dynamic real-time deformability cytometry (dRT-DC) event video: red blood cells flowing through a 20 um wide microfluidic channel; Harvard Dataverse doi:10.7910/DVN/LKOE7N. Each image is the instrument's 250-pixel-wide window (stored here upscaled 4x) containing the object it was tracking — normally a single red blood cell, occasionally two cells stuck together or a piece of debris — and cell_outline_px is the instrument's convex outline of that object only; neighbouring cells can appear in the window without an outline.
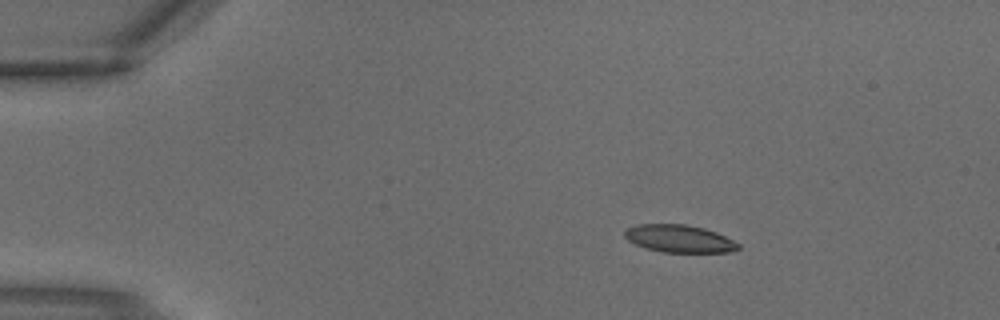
{"species": "common noctule bat (a hibernating species)", "species_latin": "Nyctalus noctula", "temperature_condition": "warm", "stored_images_in_passage": 2, "camera_frame_rate_fps": 3000, "um_per_image_px": 0.085, "animal": {"sex": "male", "body_mass_g": 18.8}, "frame": {"image": 1, "passage_image": 1, "time_ms": 0.0, "image_size_px": [1000, 320], "cell_outline_px": [[740, 248], [728, 252], [660, 252], [644, 248], [628, 240], [624, 236], [624, 232], [628, 228], [636, 224], [684, 224], [704, 228], [716, 232], [740, 244]], "centroid_in_image_um": [57.71, 20.28], "position_along_channel_um": 27.3, "area_um2": 18.21}}